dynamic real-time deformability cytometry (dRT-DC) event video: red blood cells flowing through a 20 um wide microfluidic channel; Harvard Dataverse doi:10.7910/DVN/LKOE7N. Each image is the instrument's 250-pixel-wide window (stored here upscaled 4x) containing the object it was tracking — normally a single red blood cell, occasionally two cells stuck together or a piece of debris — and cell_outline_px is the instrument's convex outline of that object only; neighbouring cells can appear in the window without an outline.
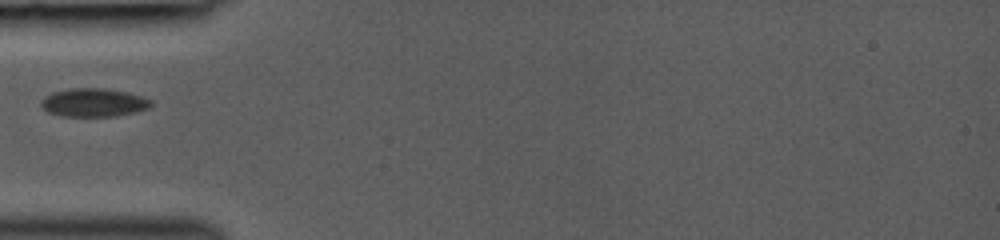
{"species": "common noctule bat (a hibernating species)", "species_latin": "Nyctalus noctula", "temperature_condition": "room temperature", "stored_images_in_passage": 11, "camera_frame_rate_fps": 3000, "um_per_image_px": 0.085, "animal": {"sex": "female", "body_mass_g": 19.0, "forearm_length_mm": 53.3}, "frame": {"image": 1, "passage_image": 5, "time_ms": 2.333, "image_size_px": [1000, 240], "cell_outline_px": [[152, 104], [148, 108], [136, 112], [116, 116], [60, 116], [48, 112], [40, 108], [40, 100], [44, 96], [52, 92], [68, 88], [104, 88], [124, 92], [140, 96], [152, 100]], "centroid_in_image_um": [7.89, 8.72], "position_along_channel_um": 77.1, "area_um2": 18.32}}
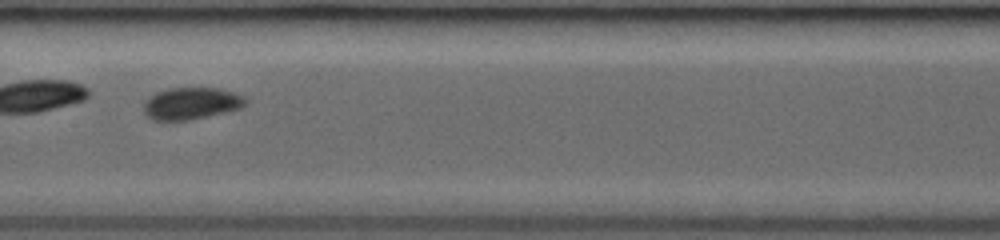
{"frame": {"image": 2, "passage_image": 10, "time_ms": 5.0, "image_size_px": [1000, 240], "cell_outline_px": [[248, 100], [240, 108], [224, 112], [188, 120], [152, 120], [144, 116], [144, 104], [148, 96], [156, 92], [168, 88], [220, 88], [244, 96]], "centroid_in_image_um": [16.21, 8.78], "position_along_channel_um": 191.2, "area_um2": 18.96}}